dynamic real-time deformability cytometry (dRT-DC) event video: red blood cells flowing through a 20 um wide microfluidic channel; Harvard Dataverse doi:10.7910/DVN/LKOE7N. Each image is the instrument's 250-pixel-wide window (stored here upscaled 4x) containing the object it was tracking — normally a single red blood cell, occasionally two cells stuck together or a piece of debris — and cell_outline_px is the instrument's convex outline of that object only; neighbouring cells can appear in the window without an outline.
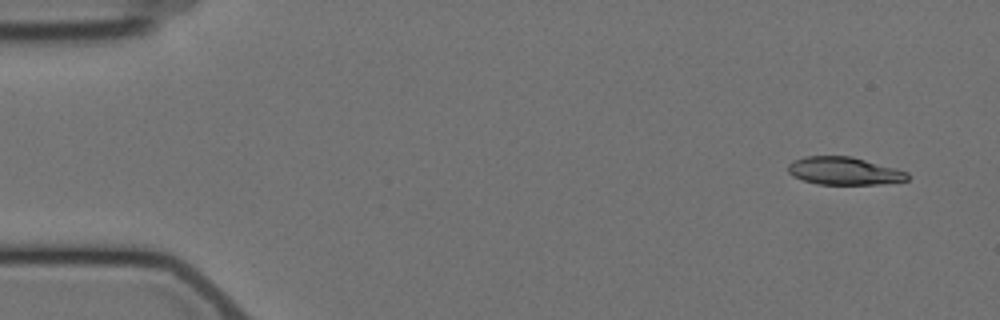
{"species": "Egyptian fruit bat (a non-hibernating species)", "species_latin": "Rousettus aegyptiacus", "temperature_condition": "cold", "stored_images_in_passage": 6, "camera_frame_rate_fps": 3000, "um_per_image_px": 0.085, "animal": {"sex": "female"}, "frame": {"image": 1, "passage_image": 1, "time_ms": 0.0, "image_size_px": [1000, 320], "cell_outline_px": [[908, 180], [880, 184], [816, 184], [792, 176], [788, 172], [788, 164], [792, 160], [804, 156], [852, 156], [896, 168], [908, 172]], "centroid_in_image_um": [71.73, 14.52], "position_along_channel_um": 13.3, "area_um2": 19.42}}
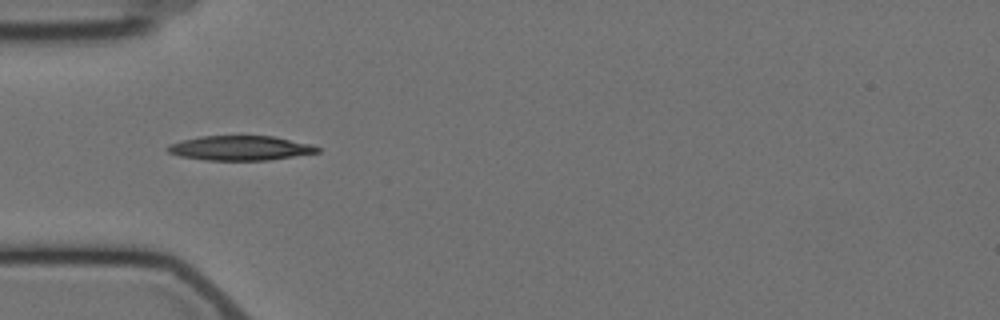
{"frame": {"image": 2, "passage_image": 5, "time_ms": 4.667, "image_size_px": [1000, 320], "cell_outline_px": [[320, 152], [268, 160], [204, 160], [180, 156], [168, 152], [164, 148], [168, 144], [200, 136], [272, 136], [312, 144], [320, 148]], "centroid_in_image_um": [20.4, 12.58], "position_along_channel_um": 64.6, "area_um2": 21.44}}
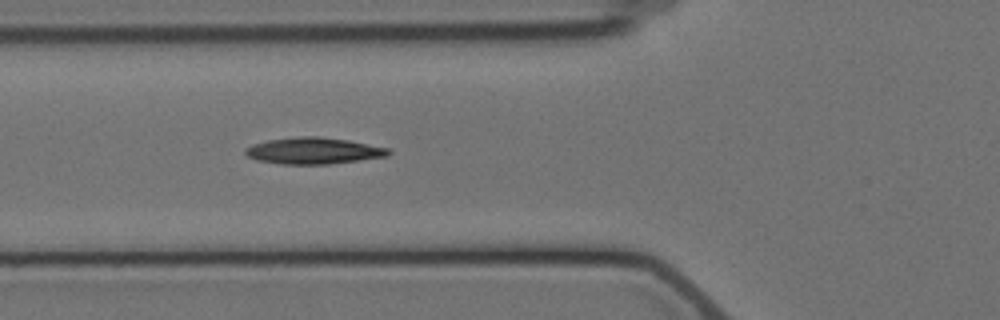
{"frame": {"image": 3, "passage_image": 6, "time_ms": 5.667, "image_size_px": [1000, 320], "cell_outline_px": [[392, 152], [388, 156], [328, 164], [280, 164], [256, 160], [248, 156], [244, 152], [244, 148], [252, 144], [268, 140], [300, 136], [320, 136], [348, 140], [388, 148]], "centroid_in_image_um": [26.62, 12.81], "position_along_channel_um": 99.2, "area_um2": 22.08}}